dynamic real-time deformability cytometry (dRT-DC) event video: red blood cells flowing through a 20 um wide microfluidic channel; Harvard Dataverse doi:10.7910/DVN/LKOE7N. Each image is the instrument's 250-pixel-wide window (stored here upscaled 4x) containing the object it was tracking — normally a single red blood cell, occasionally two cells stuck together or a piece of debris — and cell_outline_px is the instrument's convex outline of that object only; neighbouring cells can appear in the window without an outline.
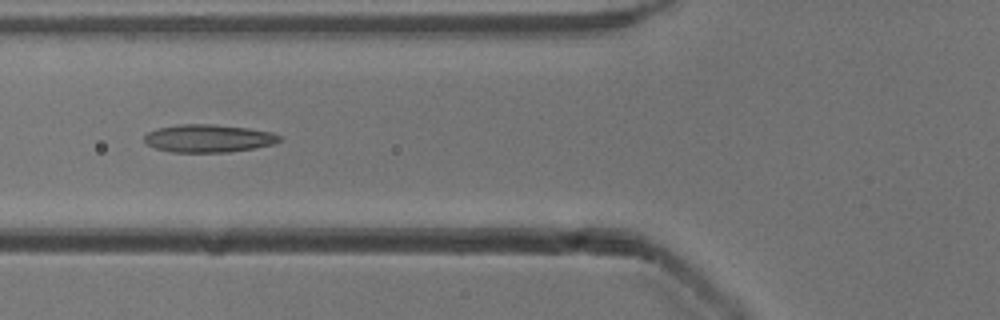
{"species": "common noctule bat (a hibernating species)", "species_latin": "Nyctalus noctula", "temperature_condition": "cold", "stored_images_in_passage": 14, "camera_frame_rate_fps": 3000, "um_per_image_px": 0.085, "animal": {"sex": "male", "body_mass_g": 13.3}, "frame": {"image": 1, "passage_image": 5, "time_ms": 1.333, "image_size_px": [1000, 320], "cell_outline_px": [[280, 140], [276, 144], [228, 152], [172, 152], [156, 148], [148, 144], [144, 140], [144, 136], [148, 132], [160, 128], [180, 124], [212, 124], [248, 128], [272, 132], [280, 136]], "centroid_in_image_um": [17.74, 11.76], "position_along_channel_um": 108.1, "area_um2": 21.73}}
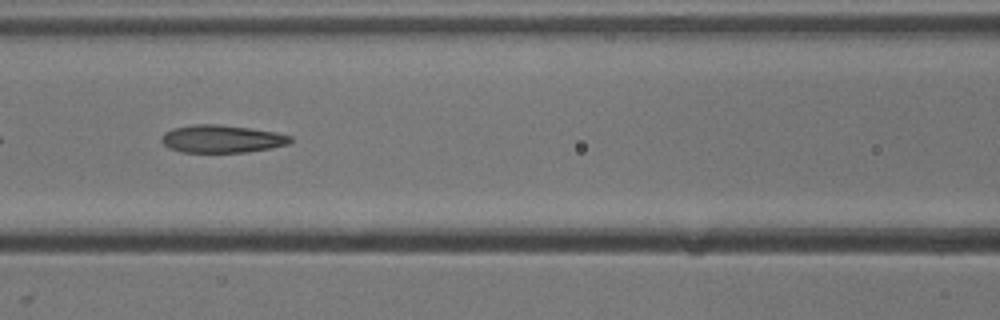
{"frame": {"image": 2, "passage_image": 8, "time_ms": 2.333, "image_size_px": [1000, 320], "cell_outline_px": [[292, 140], [288, 144], [272, 148], [248, 152], [180, 152], [168, 148], [160, 140], [160, 136], [164, 132], [172, 128], [192, 124], [216, 124], [248, 128], [276, 132], [292, 136]], "centroid_in_image_um": [18.82, 11.8], "position_along_channel_um": 147.8, "area_um2": 20.98}}